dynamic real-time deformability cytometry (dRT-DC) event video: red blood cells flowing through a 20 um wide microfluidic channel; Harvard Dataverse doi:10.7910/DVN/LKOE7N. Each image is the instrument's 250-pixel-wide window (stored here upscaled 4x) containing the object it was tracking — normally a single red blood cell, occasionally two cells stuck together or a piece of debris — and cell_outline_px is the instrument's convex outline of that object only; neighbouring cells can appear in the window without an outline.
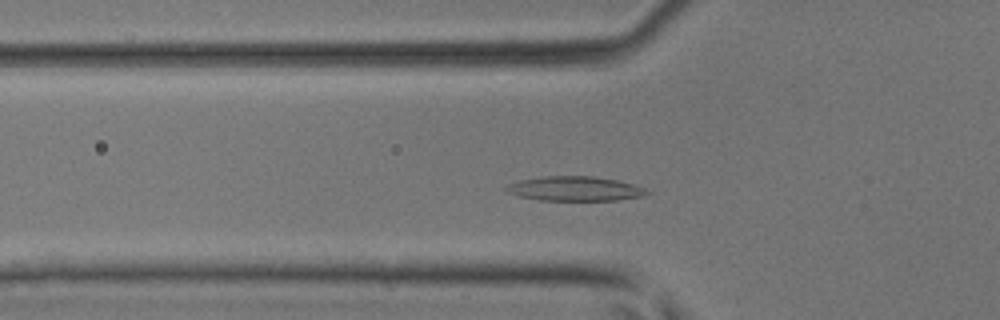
{"species": "common noctule bat (a hibernating species)", "species_latin": "Nyctalus noctula", "temperature_condition": "room temperature", "stored_images_in_passage": 40, "segment_of_instrument_passage": [1, 2], "camera_frame_rate_fps": 3000, "um_per_image_px": 0.085, "animal": {"sex": "male", "body_mass_g": 17.9, "forearm_length_mm": 54.2}, "frame": {"image": 1, "passage_image": 10, "time_ms": 3.0, "image_size_px": [1000, 320], "cell_outline_px": [[652, 192], [644, 196], [616, 200], [540, 200], [520, 196], [508, 192], [504, 188], [508, 184], [520, 180], [544, 176], [596, 176], [616, 180], [632, 184], [644, 188]], "centroid_in_image_um": [48.89, 16.03], "position_along_channel_um": 76.9, "area_um2": 20.0}}
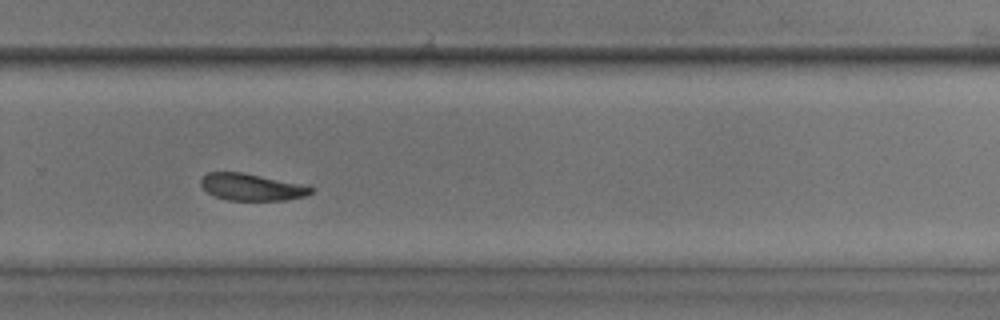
{"frame": {"image": 2, "passage_image": 25, "time_ms": 8.0, "image_size_px": [1000, 320], "cell_outline_px": [[316, 188], [312, 192], [304, 196], [288, 200], [228, 200], [216, 196], [208, 192], [200, 184], [200, 180], [208, 172], [244, 172], [304, 184]], "centroid_in_image_um": [21.44, 15.89], "position_along_channel_um": 308.4, "area_um2": 17.34}}
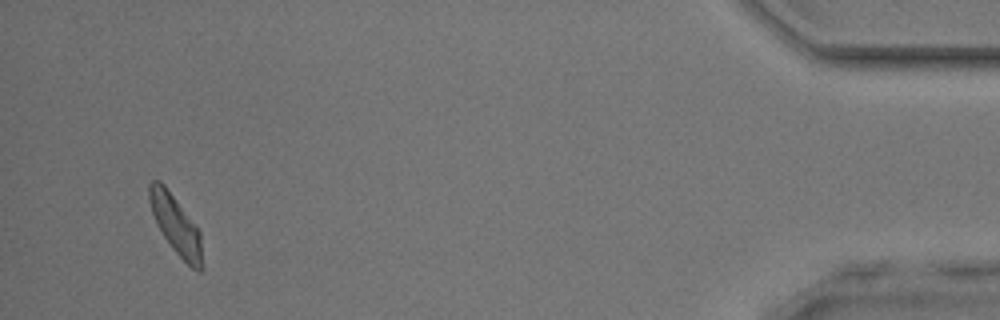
{"frame": {"image": 3, "passage_image": 37, "time_ms": 12.0, "image_size_px": [1000, 320], "cell_outline_px": [[200, 272], [196, 272], [172, 248], [156, 224], [148, 200], [148, 184], [152, 180], [160, 180], [164, 184], [200, 232]], "centroid_in_image_um": [14.87, 19.05], "position_along_channel_um": 420.3, "area_um2": 17.46}}